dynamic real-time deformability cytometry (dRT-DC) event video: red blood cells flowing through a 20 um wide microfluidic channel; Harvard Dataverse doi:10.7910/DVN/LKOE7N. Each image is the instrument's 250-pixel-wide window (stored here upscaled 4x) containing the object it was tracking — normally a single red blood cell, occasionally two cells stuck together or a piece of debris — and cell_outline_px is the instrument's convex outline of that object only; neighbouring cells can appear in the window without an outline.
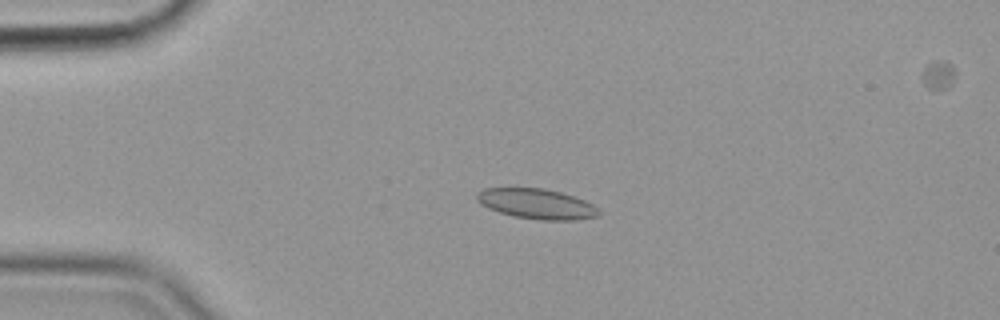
{"species": "common noctule bat (a hibernating species)", "species_latin": "Nyctalus noctula", "temperature_condition": "cold", "stored_images_in_passage": 56, "camera_frame_rate_fps": 3000, "um_per_image_px": 0.085, "animal": {"sex": "female", "body_mass_g": 19.9}, "frame": {"image": 1, "passage_image": 13, "time_ms": 4.0, "image_size_px": [1000, 320], "cell_outline_px": [[600, 216], [576, 220], [540, 220], [512, 216], [488, 208], [480, 204], [476, 200], [476, 192], [484, 188], [544, 188], [560, 192], [584, 200], [592, 204], [600, 212]], "centroid_in_image_um": [45.59, 17.33], "position_along_channel_um": 39.4, "area_um2": 21.5}}
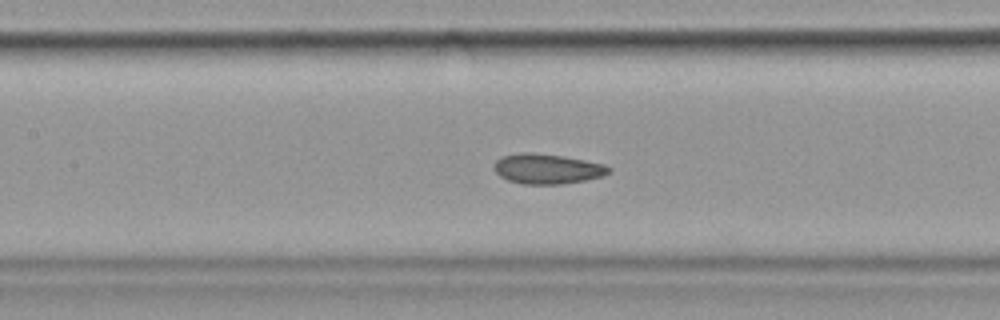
{"frame": {"image": 2, "passage_image": 26, "time_ms": 8.333, "image_size_px": [1000, 320], "cell_outline_px": [[612, 172], [604, 176], [564, 184], [524, 184], [508, 180], [500, 176], [492, 168], [492, 164], [500, 156], [520, 152], [532, 152], [564, 156], [604, 164], [612, 168]], "centroid_in_image_um": [46.5, 14.34], "position_along_channel_um": 160.9, "area_um2": 20.4}}
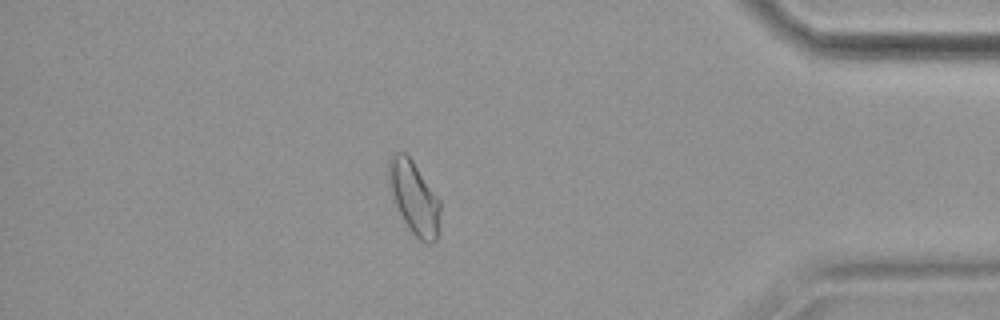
{"frame": {"image": 3, "passage_image": 49, "time_ms": 16.0, "image_size_px": [1000, 320], "cell_outline_px": [[440, 212], [436, 240], [432, 244], [428, 244], [420, 240], [412, 232], [404, 220], [396, 204], [388, 180], [388, 160], [392, 152], [404, 152], [412, 160], [440, 200]], "centroid_in_image_um": [35.2, 16.77], "position_along_channel_um": 400.0, "area_um2": 21.5}, "authors_computed_cell_mechanics": {"area_um2": 20.9236, "velocity_mm_per_s": 3.5609, "shape_relaxation_time_tau1_ms": null, "shape_relaxation_time_tau2_ms": 2.3172, "deformation_change_tau1": null, "deformation_change_tau2": 0.0728}}